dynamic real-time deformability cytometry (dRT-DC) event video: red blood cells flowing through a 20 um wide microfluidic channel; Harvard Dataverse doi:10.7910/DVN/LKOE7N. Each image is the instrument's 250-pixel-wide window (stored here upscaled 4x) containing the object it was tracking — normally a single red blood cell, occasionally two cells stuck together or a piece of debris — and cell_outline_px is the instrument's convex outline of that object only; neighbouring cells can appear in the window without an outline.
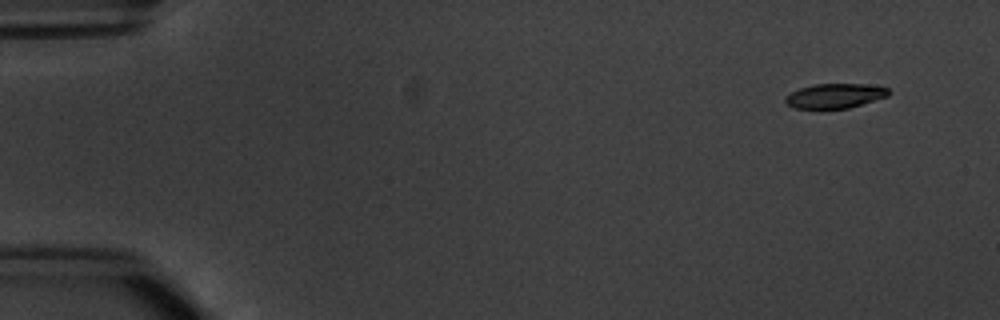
{"species": "common noctule bat (a hibernating species)", "species_latin": "Nyctalus noctula", "temperature_condition": "warm", "stored_images_in_passage": 9, "camera_frame_rate_fps": 3000, "um_per_image_px": 0.085, "animal": {"sex": "male", "body_mass_g": 20.1, "forearm_length_mm": 53.5}, "frame": {"image": 1, "passage_image": 2, "time_ms": 1.333, "image_size_px": [1000, 320], "cell_outline_px": [[892, 92], [888, 96], [848, 108], [792, 108], [784, 100], [784, 96], [800, 88], [816, 84], [864, 84], [888, 88]], "centroid_in_image_um": [70.97, 8.14], "position_along_channel_um": 14.0, "area_um2": 14.68}}
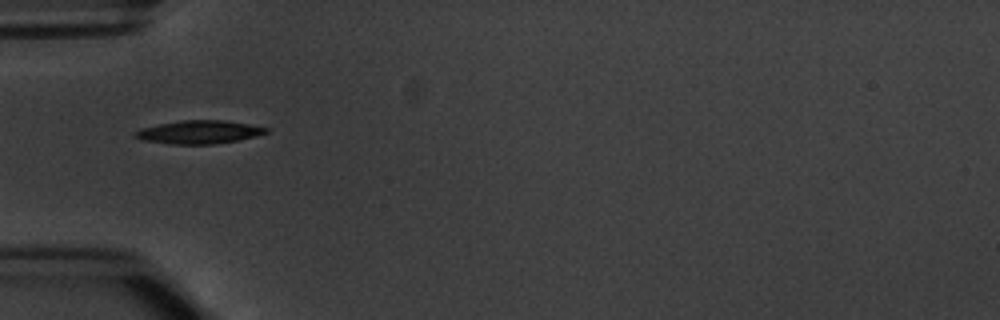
{"frame": {"image": 2, "passage_image": 6, "time_ms": 6.0, "image_size_px": [1000, 320], "cell_outline_px": [[268, 132], [256, 136], [236, 140], [212, 144], [172, 144], [144, 140], [132, 136], [132, 132], [140, 128], [160, 124], [184, 120], [224, 120], [248, 124], [268, 128]], "centroid_in_image_um": [16.88, 11.22], "position_along_channel_um": 68.1, "area_um2": 17.57}}
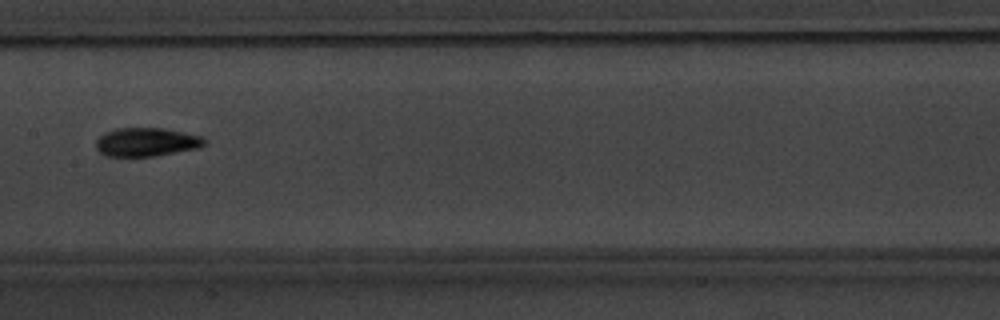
{"frame": {"image": 3, "passage_image": 9, "time_ms": 9.333, "image_size_px": [1000, 320], "cell_outline_px": [[208, 144], [200, 148], [156, 156], [104, 156], [96, 148], [96, 140], [104, 132], [116, 128], [164, 128], [204, 136], [208, 140]], "centroid_in_image_um": [12.51, 12.07], "position_along_channel_um": 194.9, "area_um2": 18.5}}